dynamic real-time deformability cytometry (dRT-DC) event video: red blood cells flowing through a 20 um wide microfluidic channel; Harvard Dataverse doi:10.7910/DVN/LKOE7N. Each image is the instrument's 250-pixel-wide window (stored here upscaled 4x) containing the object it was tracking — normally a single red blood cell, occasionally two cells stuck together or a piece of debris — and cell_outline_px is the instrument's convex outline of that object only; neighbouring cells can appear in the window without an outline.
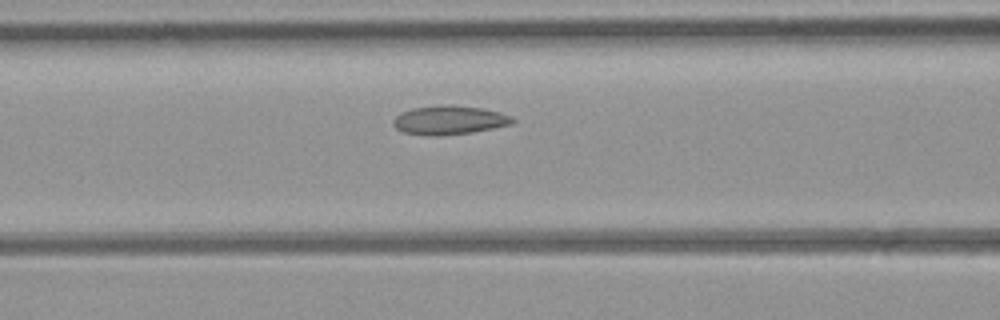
{"species": "common noctule bat (a hibernating species)", "species_latin": "Nyctalus noctula", "temperature_condition": "room temperature", "stored_images_in_passage": 5, "camera_frame_rate_fps": 3000, "um_per_image_px": 0.085, "animal": {"sex": "female", "body_mass_g": 21.9}, "frame": {"image": 1, "passage_image": 5, "time_ms": 5.333, "image_size_px": [1000, 320], "cell_outline_px": [[516, 120], [512, 124], [472, 132], [440, 136], [428, 136], [404, 132], [396, 128], [392, 124], [392, 120], [400, 112], [412, 108], [480, 108], [500, 112], [512, 116]], "centroid_in_image_um": [38.18, 10.27], "position_along_channel_um": 128.4, "area_um2": 19.19}}